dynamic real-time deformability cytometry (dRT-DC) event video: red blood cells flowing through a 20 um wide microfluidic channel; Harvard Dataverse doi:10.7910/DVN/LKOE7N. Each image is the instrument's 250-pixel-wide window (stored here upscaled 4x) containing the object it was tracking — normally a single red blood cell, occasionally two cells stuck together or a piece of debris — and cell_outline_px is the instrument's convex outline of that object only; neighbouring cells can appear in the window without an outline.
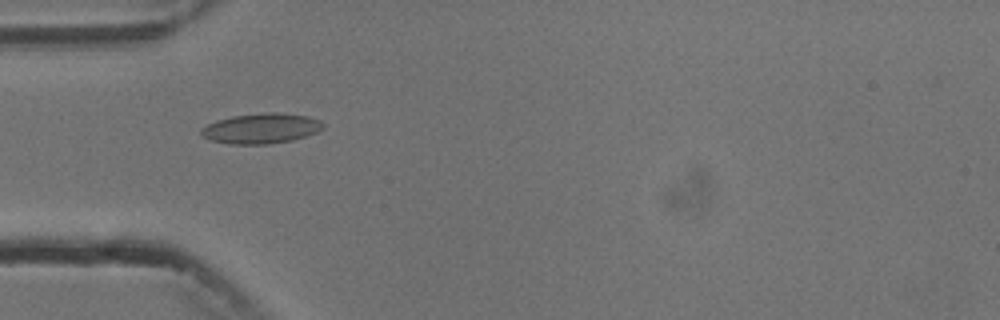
{"species": "common noctule bat (a hibernating species)", "species_latin": "Nyctalus noctula", "temperature_condition": "cold", "stored_images_in_passage": 5, "camera_frame_rate_fps": 3000, "um_per_image_px": 0.085, "animal": {"sex": "male", "body_mass_g": 13.3}, "frame": {"image": 1, "passage_image": 4, "time_ms": 4.333, "image_size_px": [1000, 320], "cell_outline_px": [[324, 128], [316, 132], [292, 140], [268, 144], [228, 144], [208, 140], [200, 132], [200, 128], [216, 120], [232, 116], [268, 112], [280, 112], [308, 116], [320, 120], [324, 124]], "centroid_in_image_um": [22.18, 10.91], "position_along_channel_um": 62.8, "area_um2": 21.56}}
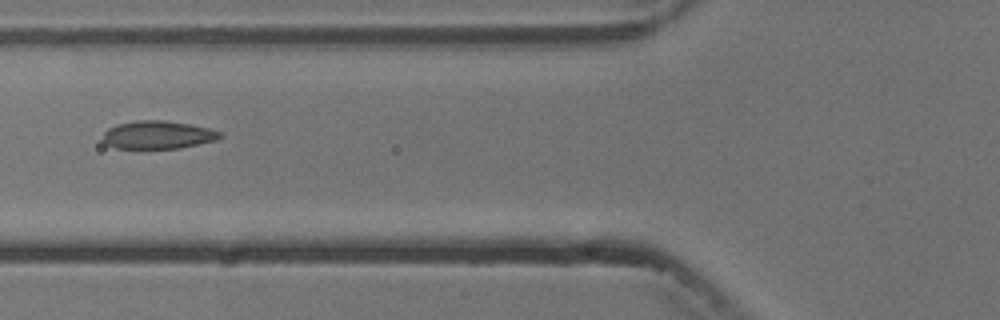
{"frame": {"image": 2, "passage_image": 5, "time_ms": 5.667, "image_size_px": [1000, 320], "cell_outline_px": [[220, 136], [216, 140], [180, 148], [116, 148], [108, 144], [104, 140], [104, 132], [108, 128], [116, 124], [136, 120], [164, 120], [192, 124], [208, 128], [220, 132]], "centroid_in_image_um": [13.41, 11.45], "position_along_channel_um": 112.4, "area_um2": 18.96}}